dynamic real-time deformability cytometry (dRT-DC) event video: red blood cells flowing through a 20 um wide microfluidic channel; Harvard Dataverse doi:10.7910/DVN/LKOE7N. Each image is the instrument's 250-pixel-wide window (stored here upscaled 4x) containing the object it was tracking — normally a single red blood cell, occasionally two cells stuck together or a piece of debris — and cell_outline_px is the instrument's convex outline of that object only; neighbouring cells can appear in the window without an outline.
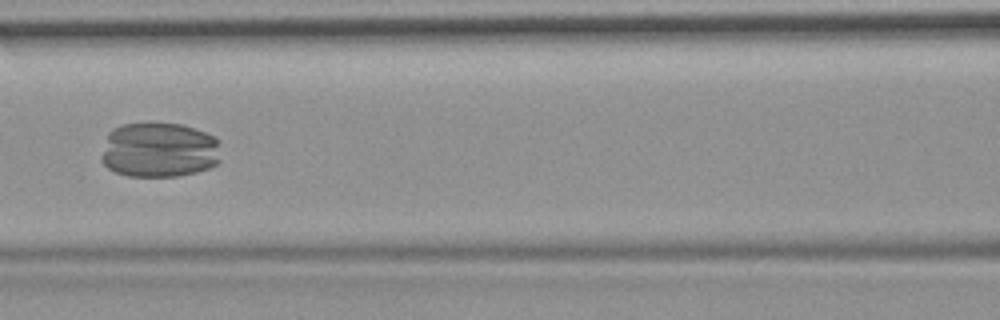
{"species": "common noctule bat (a hibernating species)", "species_latin": "Nyctalus noctula", "temperature_condition": "room temperature", "stored_images_in_passage": 8, "camera_frame_rate_fps": 3000, "um_per_image_px": 0.085, "animal": {"sex": "female", "body_mass_g": 19.9}, "frame": {"image": 1, "passage_image": 6, "time_ms": 6.667, "image_size_px": [1000, 320], "cell_outline_px": [[220, 160], [216, 164], [208, 168], [196, 172], [176, 176], [128, 176], [116, 172], [108, 168], [100, 160], [100, 156], [108, 132], [112, 128], [124, 124], [184, 124], [216, 136]], "centroid_in_image_um": [13.51, 12.75], "position_along_channel_um": 153.1, "area_um2": 38.49}}
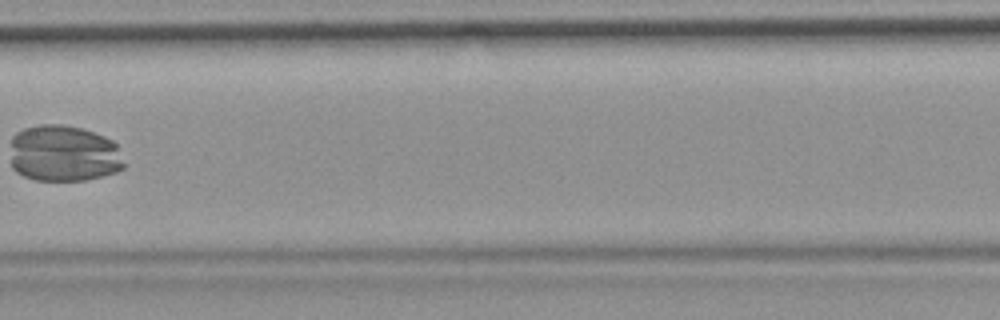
{"frame": {"image": 2, "passage_image": 7, "time_ms": 8.0, "image_size_px": [1000, 320], "cell_outline_px": [[124, 168], [116, 172], [84, 180], [36, 180], [24, 176], [16, 172], [12, 168], [12, 136], [16, 132], [24, 128], [40, 124], [60, 124], [80, 128], [104, 136], [112, 140], [116, 144], [124, 164]], "centroid_in_image_um": [5.4, 13.04], "position_along_channel_um": 202.0, "area_um2": 37.4}}